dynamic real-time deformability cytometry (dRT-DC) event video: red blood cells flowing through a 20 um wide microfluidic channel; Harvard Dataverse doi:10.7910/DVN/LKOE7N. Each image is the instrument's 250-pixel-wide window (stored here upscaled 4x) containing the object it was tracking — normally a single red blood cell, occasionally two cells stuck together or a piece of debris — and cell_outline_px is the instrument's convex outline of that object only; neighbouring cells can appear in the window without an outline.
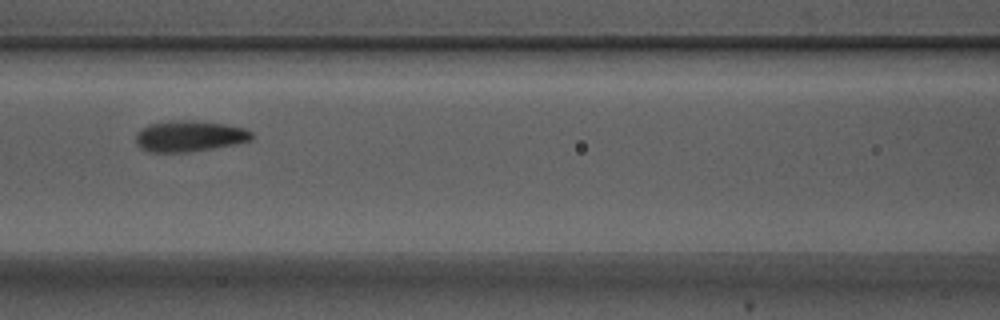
{"species": "Egyptian fruit bat (a non-hibernating species)", "species_latin": "Rousettus aegyptiacus", "temperature_condition": "warm", "stored_images_in_passage": 6, "camera_frame_rate_fps": 3000, "um_per_image_px": 0.085, "animal": {"sex": "male"}, "frame": {"image": 1, "passage_image": 5, "time_ms": 1.333, "image_size_px": [1000, 320], "cell_outline_px": [[252, 140], [212, 148], [188, 152], [148, 152], [140, 148], [136, 144], [136, 132], [140, 128], [148, 124], [172, 120], [196, 120], [224, 124], [244, 128], [252, 132]], "centroid_in_image_um": [16.04, 11.56], "position_along_channel_um": 150.6, "area_um2": 21.04}}
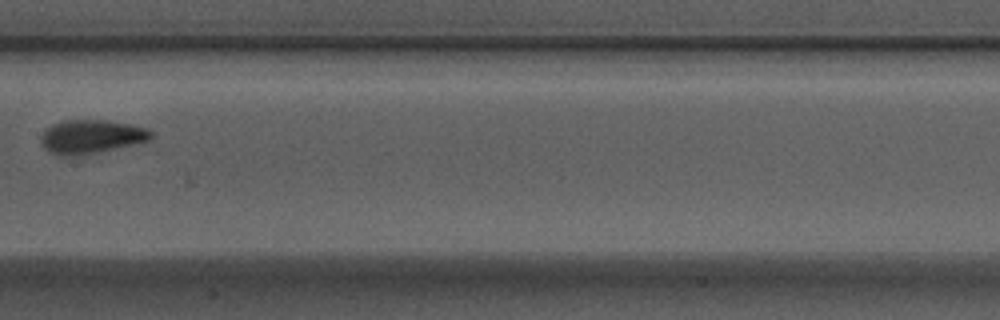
{"frame": {"image": 2, "passage_image": 6, "time_ms": 1.667, "image_size_px": [1000, 320], "cell_outline_px": [[152, 136], [148, 140], [96, 152], [68, 156], [60, 156], [44, 148], [40, 140], [40, 136], [52, 124], [60, 120], [108, 120], [148, 128], [152, 132]], "centroid_in_image_um": [7.71, 11.59], "position_along_channel_um": 199.7, "area_um2": 21.21}}